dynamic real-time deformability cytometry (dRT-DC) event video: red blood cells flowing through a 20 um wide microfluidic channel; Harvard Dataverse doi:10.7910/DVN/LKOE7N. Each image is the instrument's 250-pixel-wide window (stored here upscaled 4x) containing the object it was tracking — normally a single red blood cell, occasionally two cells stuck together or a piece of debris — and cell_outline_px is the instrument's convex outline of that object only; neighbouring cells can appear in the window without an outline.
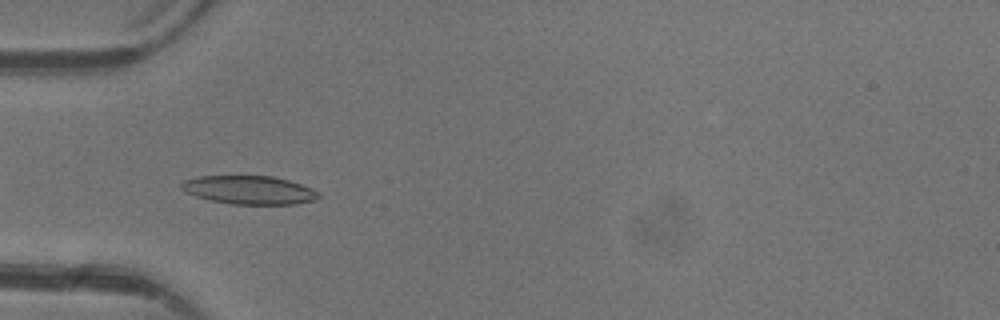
{"species": "common noctule bat (a hibernating species)", "species_latin": "Nyctalus noctula", "temperature_condition": "warm", "stored_images_in_passage": 4, "camera_frame_rate_fps": 3000, "um_per_image_px": 0.085, "animal": {"sex": "female"}, "frame": {"image": 1, "passage_image": 4, "time_ms": 4.333, "image_size_px": [1000, 320], "cell_outline_px": [[320, 196], [316, 200], [296, 204], [232, 204], [208, 200], [196, 196], [180, 188], [180, 184], [184, 180], [200, 176], [272, 176], [288, 180], [300, 184], [320, 192]], "centroid_in_image_um": [21.19, 16.15], "position_along_channel_um": 63.8, "area_um2": 22.72}}